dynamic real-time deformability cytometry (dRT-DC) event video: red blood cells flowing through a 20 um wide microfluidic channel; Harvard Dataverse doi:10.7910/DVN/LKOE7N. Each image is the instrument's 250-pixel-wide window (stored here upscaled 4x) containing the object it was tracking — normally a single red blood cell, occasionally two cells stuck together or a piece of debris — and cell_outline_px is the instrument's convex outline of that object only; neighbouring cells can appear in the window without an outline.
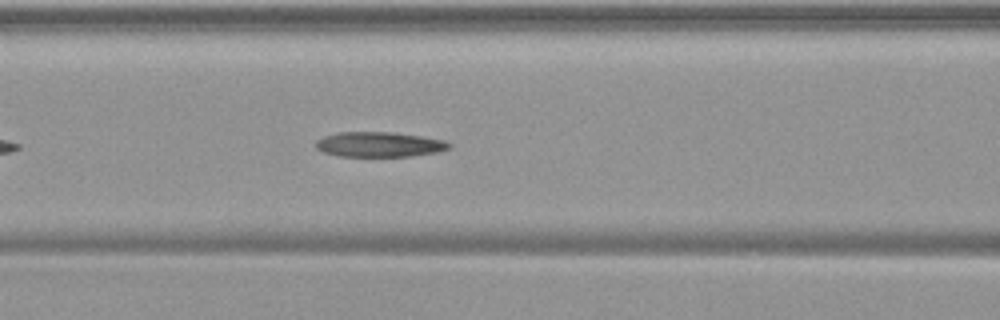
{"species": "common noctule bat (a hibernating species)", "species_latin": "Nyctalus noctula", "temperature_condition": "warm", "stored_images_in_passage": 43, "camera_frame_rate_fps": 3000, "um_per_image_px": 0.085, "animal": {"sex": "female", "body_mass_g": 19.9}, "frame": {"image": 1, "passage_image": 11, "time_ms": 3.333, "image_size_px": [1000, 320], "cell_outline_px": [[452, 148], [436, 152], [412, 156], [340, 156], [324, 152], [316, 148], [316, 140], [324, 136], [336, 132], [392, 132], [420, 136], [444, 140], [452, 144]], "centroid_in_image_um": [32.25, 12.27], "position_along_channel_um": 134.4, "area_um2": 19.42}}
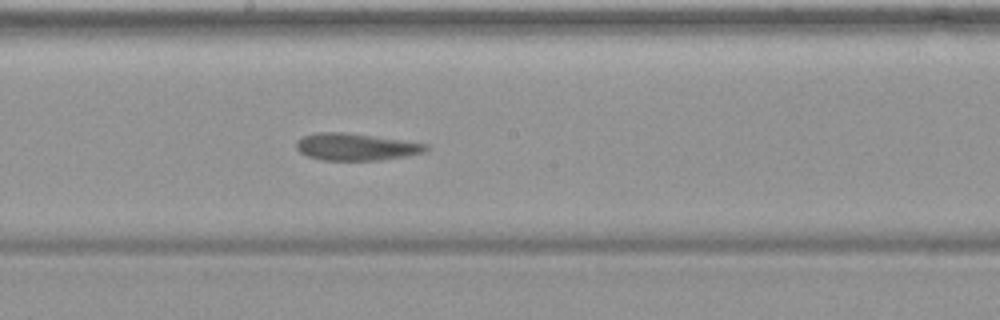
{"frame": {"image": 2, "passage_image": 18, "time_ms": 5.667, "image_size_px": [1000, 320], "cell_outline_px": [[432, 148], [424, 152], [404, 156], [380, 160], [324, 160], [308, 156], [300, 152], [296, 148], [296, 140], [304, 136], [316, 132], [344, 132], [428, 144]], "centroid_in_image_um": [30.24, 12.48], "position_along_channel_um": 218.0, "area_um2": 20.29}}
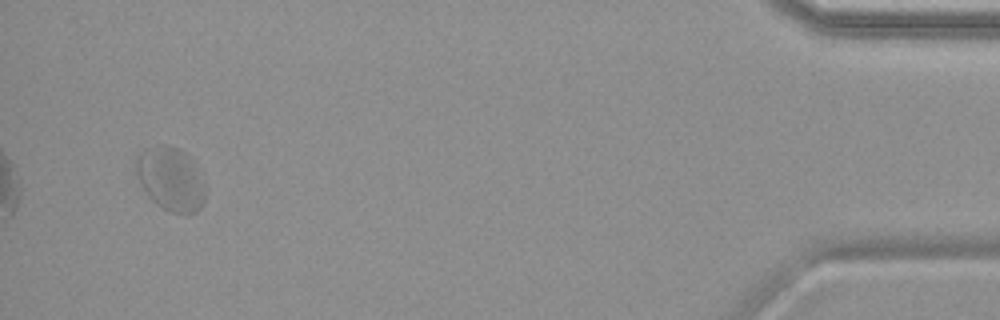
{"frame": {"image": 3, "passage_image": 41, "time_ms": 13.333, "image_size_px": [1000, 320], "cell_outline_px": [[208, 188], [204, 200], [200, 208], [196, 212], [172, 212], [156, 204], [144, 192], [132, 168], [136, 156], [144, 148], [156, 144], [168, 144], [180, 148], [192, 160]], "centroid_in_image_um": [14.47, 15.16], "position_along_channel_um": 420.7, "area_um2": 26.41}, "authors_computed_cell_mechanics": {"area_um2": 20.9814, "velocity_mm_per_s": 3.5909, "shape_relaxation_time_tau1_ms": 4.6076, "shape_relaxation_time_tau2_ms": null, "deformation_change_tau1": 0.1018, "deformation_change_tau2": null}}